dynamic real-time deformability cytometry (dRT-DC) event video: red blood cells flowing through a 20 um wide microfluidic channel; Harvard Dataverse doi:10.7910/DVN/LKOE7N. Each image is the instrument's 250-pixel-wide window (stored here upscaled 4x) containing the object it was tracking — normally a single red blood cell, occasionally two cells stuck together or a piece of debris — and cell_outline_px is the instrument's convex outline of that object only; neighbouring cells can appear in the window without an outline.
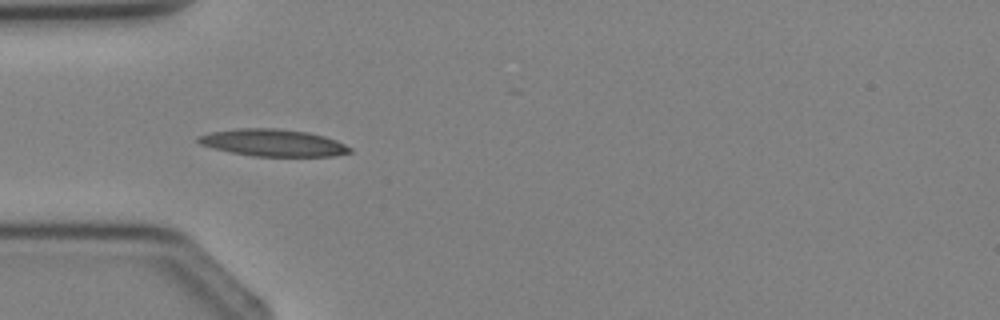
{"species": "Egyptian fruit bat (a non-hibernating species)", "species_latin": "Rousettus aegyptiacus", "temperature_condition": "cold", "stored_images_in_passage": 5, "camera_frame_rate_fps": 3000, "um_per_image_px": 0.085, "animal": {"sex": "female"}, "frame": {"image": 1, "passage_image": 4, "time_ms": 3.333, "image_size_px": [1000, 320], "cell_outline_px": [[352, 152], [332, 156], [252, 156], [212, 148], [200, 144], [196, 140], [196, 136], [208, 132], [236, 128], [276, 128], [308, 132], [324, 136], [336, 140], [352, 148]], "centroid_in_image_um": [23.17, 12.12], "position_along_channel_um": 61.8, "area_um2": 24.04}}
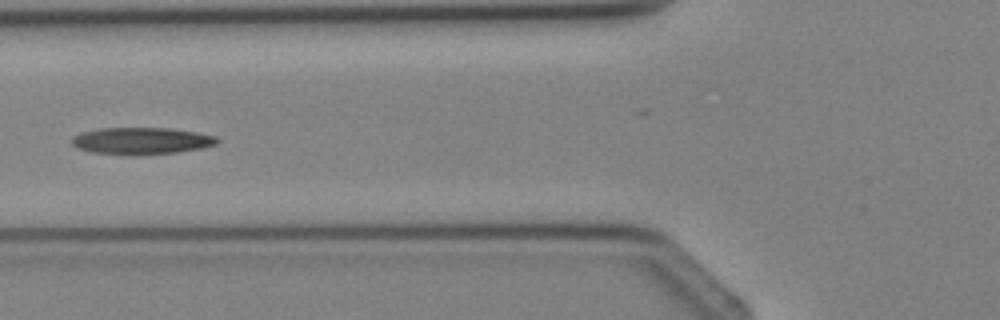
{"frame": {"image": 2, "passage_image": 5, "time_ms": 4.333, "image_size_px": [1000, 320], "cell_outline_px": [[220, 140], [216, 144], [200, 148], [176, 152], [140, 156], [132, 156], [92, 152], [76, 148], [72, 144], [72, 136], [80, 132], [100, 128], [168, 128], [196, 132], [216, 136]], "centroid_in_image_um": [11.98, 11.98], "position_along_channel_um": 113.8, "area_um2": 23.06}}